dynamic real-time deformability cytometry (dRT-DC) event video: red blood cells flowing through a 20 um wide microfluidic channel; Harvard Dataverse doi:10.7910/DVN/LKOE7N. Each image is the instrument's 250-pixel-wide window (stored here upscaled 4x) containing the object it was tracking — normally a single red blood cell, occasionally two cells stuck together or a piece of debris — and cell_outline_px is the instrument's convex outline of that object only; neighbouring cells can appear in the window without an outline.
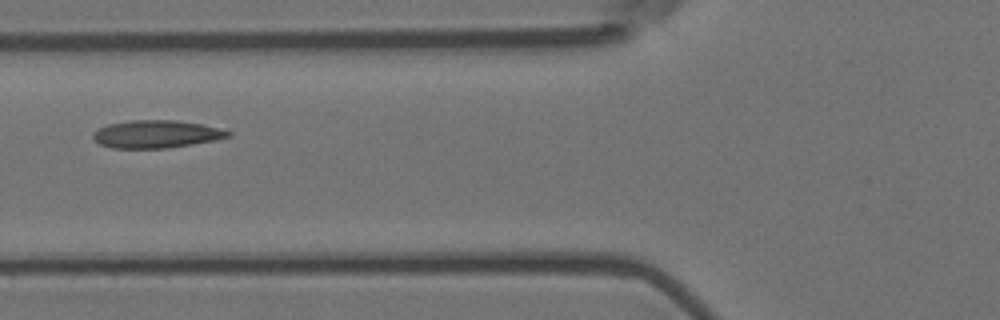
{"species": "Egyptian fruit bat (a non-hibernating species)", "species_latin": "Rousettus aegyptiacus", "temperature_condition": "room temperature", "stored_images_in_passage": 5, "camera_frame_rate_fps": 3000, "um_per_image_px": 0.085, "animal": {"sex": "female"}, "frame": {"image": 1, "passage_image": 5, "time_ms": 1.333, "image_size_px": [1000, 320], "cell_outline_px": [[232, 136], [216, 140], [168, 148], [112, 148], [100, 144], [92, 136], [92, 132], [96, 128], [108, 124], [132, 120], [176, 120], [204, 124], [232, 132]], "centroid_in_image_um": [13.29, 11.39], "position_along_channel_um": 112.5, "area_um2": 21.96}}